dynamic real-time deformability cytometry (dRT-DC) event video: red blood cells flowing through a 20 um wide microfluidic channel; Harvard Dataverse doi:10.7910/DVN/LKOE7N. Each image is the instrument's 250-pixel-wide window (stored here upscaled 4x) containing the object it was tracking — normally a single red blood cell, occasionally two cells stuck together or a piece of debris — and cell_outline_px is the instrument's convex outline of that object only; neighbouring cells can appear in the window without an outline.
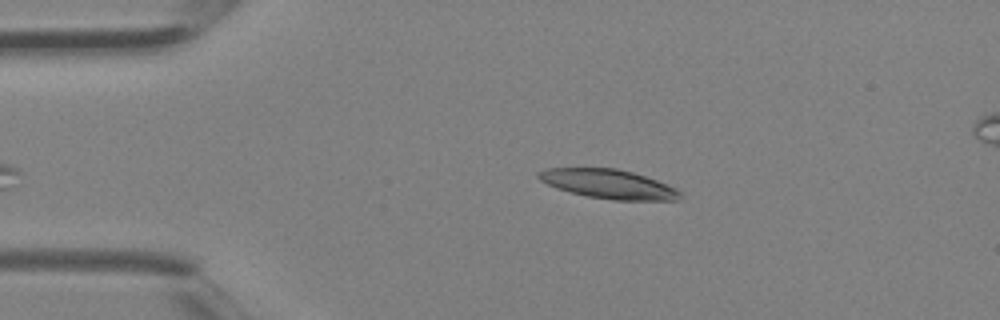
{"species": "Egyptian fruit bat (a non-hibernating species)", "species_latin": "Rousettus aegyptiacus", "temperature_condition": "room temperature", "stored_images_in_passage": 2, "camera_frame_rate_fps": 3000, "um_per_image_px": 0.085, "animal": {"sex": "female"}, "frame": {"image": 1, "passage_image": 1, "time_ms": 0.0, "image_size_px": [1000, 320], "cell_outline_px": [[680, 196], [676, 200], [612, 200], [588, 196], [556, 188], [540, 180], [536, 176], [536, 172], [548, 168], [616, 168], [632, 172], [656, 180], [676, 188], [680, 192]], "centroid_in_image_um": [51.69, 15.63], "position_along_channel_um": 33.3, "area_um2": 23.81}}